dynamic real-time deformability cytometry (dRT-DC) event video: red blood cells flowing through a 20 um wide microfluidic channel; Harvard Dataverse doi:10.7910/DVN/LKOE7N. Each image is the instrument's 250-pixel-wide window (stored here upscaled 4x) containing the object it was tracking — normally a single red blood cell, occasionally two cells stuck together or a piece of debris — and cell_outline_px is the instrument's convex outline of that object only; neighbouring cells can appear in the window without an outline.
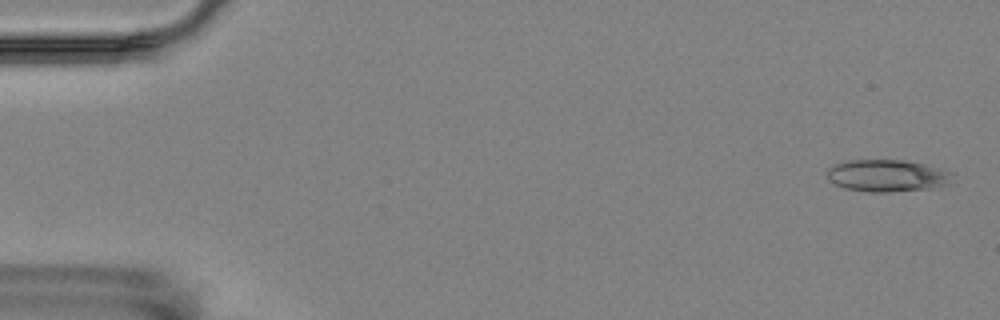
{"species": "Egyptian fruit bat (a non-hibernating species)", "species_latin": "Rousettus aegyptiacus", "temperature_condition": "room temperature", "stored_images_in_passage": 6, "camera_frame_rate_fps": 3000, "um_per_image_px": 0.085, "animal": {"sex": "female"}, "frame": {"image": 1, "passage_image": 1, "time_ms": 0.0, "image_size_px": [1000, 320], "cell_outline_px": [[956, 172], [952, 184], [932, 188], [888, 192], [868, 192], [844, 188], [828, 180], [828, 168], [832, 164], [848, 160], [904, 160], [924, 164]], "centroid_in_image_um": [75.48, 14.93], "position_along_channel_um": 9.5, "area_um2": 23.87}}